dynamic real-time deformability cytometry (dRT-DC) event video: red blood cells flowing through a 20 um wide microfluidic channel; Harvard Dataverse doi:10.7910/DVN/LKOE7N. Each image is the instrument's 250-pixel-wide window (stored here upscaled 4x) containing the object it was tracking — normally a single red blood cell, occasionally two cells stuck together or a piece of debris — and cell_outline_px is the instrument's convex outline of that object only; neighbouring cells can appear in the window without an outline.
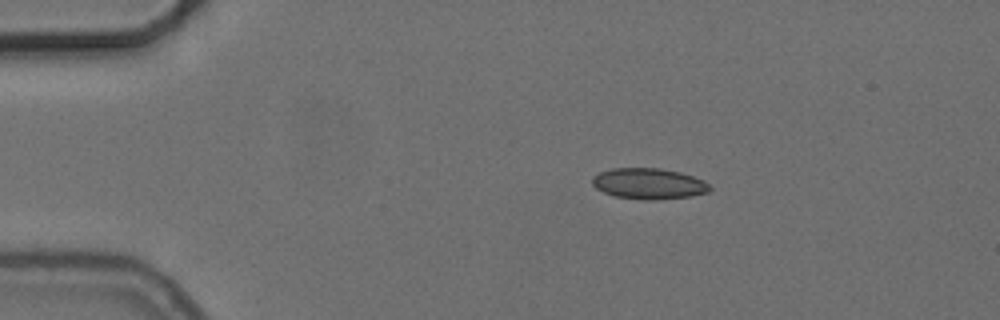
{"species": "common noctule bat (a hibernating species)", "species_latin": "Nyctalus noctula", "temperature_condition": "cold", "stored_images_in_passage": 3, "camera_frame_rate_fps": 3000, "um_per_image_px": 0.085, "animal": {"sex": "female", "body_mass_g": 24.6, "forearm_length_mm": 56.2}, "frame": {"image": 1, "passage_image": 2, "time_ms": 1.667, "image_size_px": [1000, 320], "cell_outline_px": [[712, 188], [708, 192], [692, 196], [656, 200], [644, 200], [616, 196], [604, 192], [596, 188], [592, 184], [592, 176], [600, 172], [612, 168], [660, 168], [680, 172], [704, 180]], "centroid_in_image_um": [55.15, 15.61], "position_along_channel_um": 29.8, "area_um2": 21.21}}